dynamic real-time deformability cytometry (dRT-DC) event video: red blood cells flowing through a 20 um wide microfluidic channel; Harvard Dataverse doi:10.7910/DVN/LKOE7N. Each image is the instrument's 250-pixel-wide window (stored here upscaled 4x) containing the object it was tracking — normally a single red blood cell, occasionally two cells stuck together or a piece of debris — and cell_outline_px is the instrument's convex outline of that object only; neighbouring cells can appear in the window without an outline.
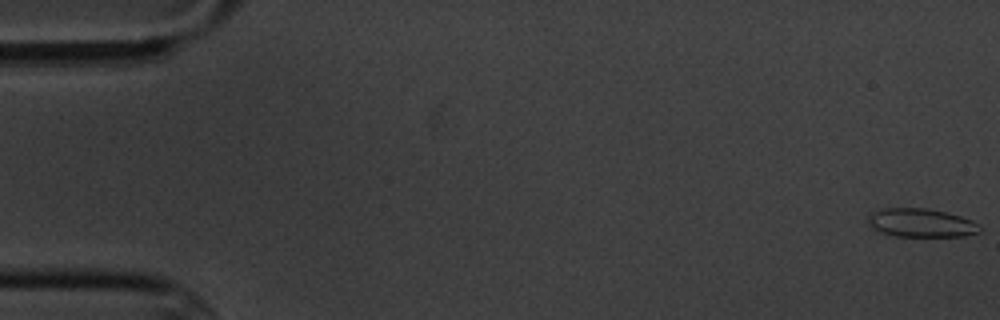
{"species": "common noctule bat (a hibernating species)", "species_latin": "Nyctalus noctula", "temperature_condition": "cold", "stored_images_in_passage": 5, "camera_frame_rate_fps": 3000, "um_per_image_px": 0.085, "animal": {"sex": "male", "body_mass_g": 20.1, "forearm_length_mm": 53.5}, "frame": {"image": 1, "passage_image": 1, "time_ms": 0.0, "image_size_px": [1000, 320], "cell_outline_px": [[980, 232], [964, 236], [896, 236], [880, 232], [872, 228], [868, 224], [868, 216], [872, 212], [884, 208], [924, 208], [944, 212], [960, 216], [972, 220], [980, 224]], "centroid_in_image_um": [78.29, 18.95], "position_along_channel_um": 6.7, "area_um2": 18.55}}
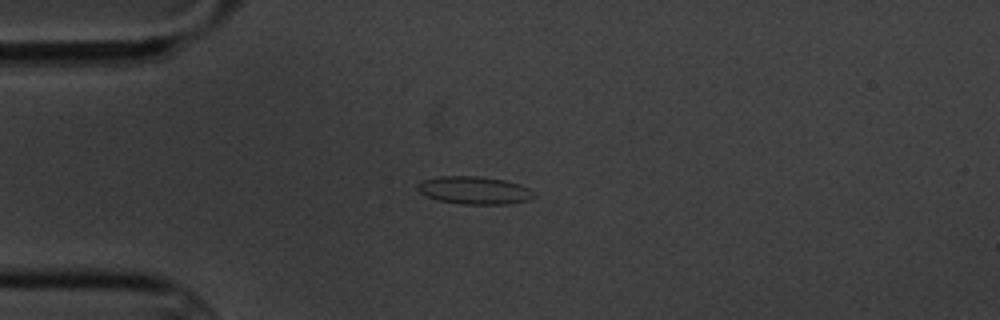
{"frame": {"image": 2, "passage_image": 5, "time_ms": 4.667, "image_size_px": [1000, 320], "cell_outline_px": [[536, 196], [528, 200], [508, 204], [464, 204], [436, 200], [420, 192], [416, 188], [416, 184], [424, 180], [440, 176], [480, 176], [504, 180], [520, 184], [536, 192]], "centroid_in_image_um": [40.34, 16.17], "position_along_channel_um": 44.7, "area_um2": 18.9}}